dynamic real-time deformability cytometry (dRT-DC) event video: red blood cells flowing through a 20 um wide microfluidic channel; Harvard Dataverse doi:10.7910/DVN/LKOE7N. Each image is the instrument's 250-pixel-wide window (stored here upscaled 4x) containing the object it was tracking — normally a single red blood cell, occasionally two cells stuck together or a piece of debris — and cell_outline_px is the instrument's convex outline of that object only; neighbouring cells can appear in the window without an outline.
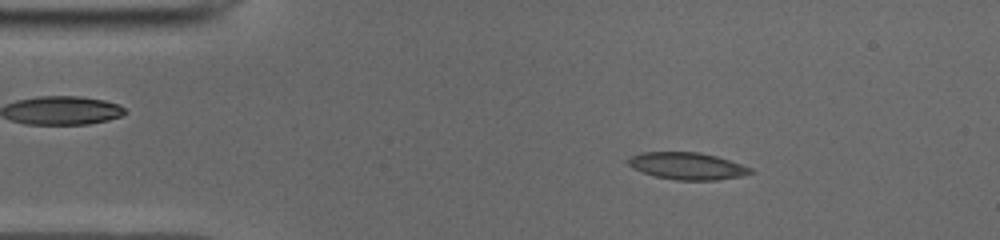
{"species": "common noctule bat (a hibernating species)", "species_latin": "Nyctalus noctula", "temperature_condition": "cold", "stored_images_in_passage": 49, "camera_frame_rate_fps": 3000, "um_per_image_px": 0.085, "animal": {"sex": "male", "body_mass_g": 19.0, "forearm_length_mm": 50.8}, "frame": {"image": 1, "passage_image": 7, "time_ms": 2.0, "image_size_px": [1000, 240], "cell_outline_px": [[752, 172], [744, 176], [716, 180], [676, 180], [656, 176], [632, 168], [628, 164], [628, 160], [632, 156], [640, 152], [700, 152], [716, 156], [752, 168]], "centroid_in_image_um": [58.42, 14.11], "position_along_channel_um": 26.6, "area_um2": 19.13}}
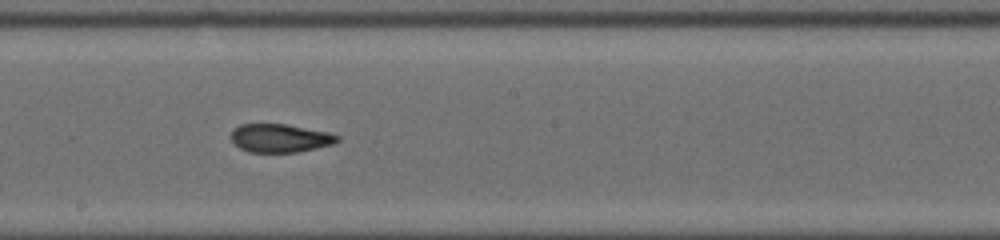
{"frame": {"image": 2, "passage_image": 26, "time_ms": 8.333, "image_size_px": [1000, 240], "cell_outline_px": [[340, 140], [332, 144], [316, 148], [296, 152], [248, 152], [232, 144], [232, 132], [240, 124], [288, 124], [328, 132], [340, 136]], "centroid_in_image_um": [23.81, 11.74], "position_along_channel_um": 224.4, "area_um2": 17.57}}
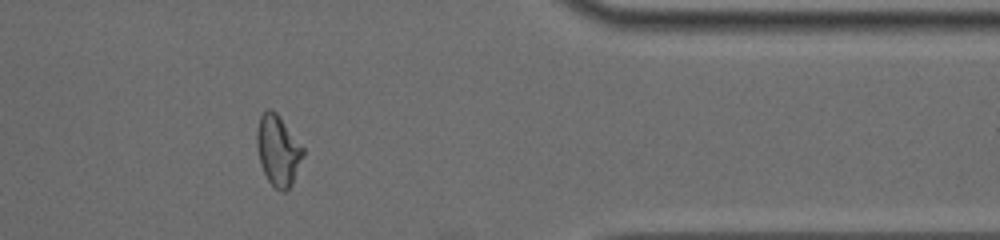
{"frame": {"image": 3, "passage_image": 40, "time_ms": 13.0, "image_size_px": [1000, 240], "cell_outline_px": [[304, 156], [292, 184], [284, 192], [280, 192], [268, 180], [264, 172], [260, 160], [256, 144], [256, 132], [260, 116], [268, 108], [276, 112], [304, 148]], "centroid_in_image_um": [23.64, 12.79], "position_along_channel_um": 387.8, "area_um2": 18.84}, "authors_computed_cell_mechanics": {"area_um2": 18.9584, "velocity_mm_per_s": 3.9591, "shape_relaxation_time_tau1_ms": null, "shape_relaxation_time_tau2_ms": 1.7766, "deformation_change_tau1": null, "deformation_change_tau2": 0.0827}}